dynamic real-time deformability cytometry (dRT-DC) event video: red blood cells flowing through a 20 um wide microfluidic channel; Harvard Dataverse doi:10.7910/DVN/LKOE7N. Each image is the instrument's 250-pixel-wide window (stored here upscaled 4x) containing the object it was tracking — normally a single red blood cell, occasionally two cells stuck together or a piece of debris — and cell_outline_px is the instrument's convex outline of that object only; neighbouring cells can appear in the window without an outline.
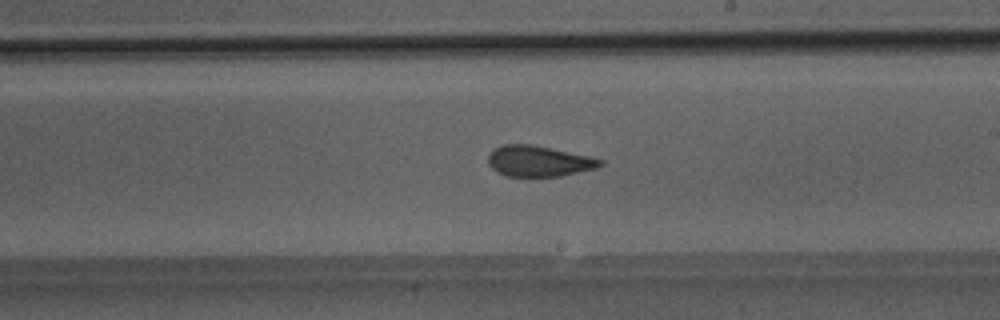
{"species": "Egyptian fruit bat (a non-hibernating species)", "species_latin": "Rousettus aegyptiacus", "temperature_condition": "room temperature", "stored_images_in_passage": 34, "camera_frame_rate_fps": 3000, "um_per_image_px": 0.085, "animal": {"sex": "male"}, "frame": {"image": 1, "passage_image": 20, "time_ms": 6.333, "image_size_px": [1000, 320], "cell_outline_px": [[604, 164], [596, 168], [560, 176], [504, 176], [496, 172], [488, 164], [488, 152], [492, 148], [504, 144], [532, 144], [588, 156], [604, 160]], "centroid_in_image_um": [45.74, 13.69], "position_along_channel_um": 243.3, "area_um2": 20.23}}